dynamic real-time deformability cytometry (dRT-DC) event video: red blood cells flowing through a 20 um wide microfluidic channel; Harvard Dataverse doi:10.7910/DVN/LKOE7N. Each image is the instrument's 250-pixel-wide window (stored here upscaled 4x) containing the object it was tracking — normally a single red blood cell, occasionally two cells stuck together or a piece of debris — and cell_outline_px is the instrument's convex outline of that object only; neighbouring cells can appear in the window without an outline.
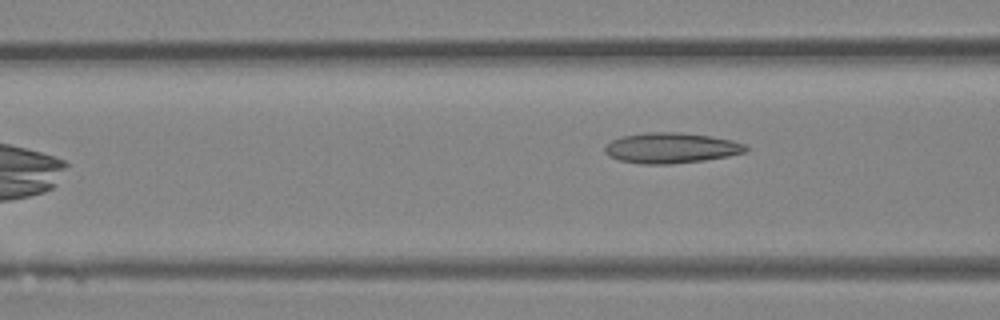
{"species": "Egyptian fruit bat (a non-hibernating species)", "species_latin": "Rousettus aegyptiacus", "temperature_condition": "room temperature", "stored_images_in_passage": 6, "camera_frame_rate_fps": 3000, "um_per_image_px": 0.085, "animal": {"sex": "female"}, "frame": {"image": 1, "passage_image": 6, "time_ms": 1.667, "image_size_px": [1000, 320], "cell_outline_px": [[748, 152], [728, 156], [704, 160], [668, 164], [640, 164], [620, 160], [608, 156], [604, 152], [604, 144], [620, 136], [644, 132], [680, 132], [712, 136], [732, 140], [744, 144], [748, 148]], "centroid_in_image_um": [57.01, 12.57], "position_along_channel_um": 109.6, "area_um2": 25.32}}